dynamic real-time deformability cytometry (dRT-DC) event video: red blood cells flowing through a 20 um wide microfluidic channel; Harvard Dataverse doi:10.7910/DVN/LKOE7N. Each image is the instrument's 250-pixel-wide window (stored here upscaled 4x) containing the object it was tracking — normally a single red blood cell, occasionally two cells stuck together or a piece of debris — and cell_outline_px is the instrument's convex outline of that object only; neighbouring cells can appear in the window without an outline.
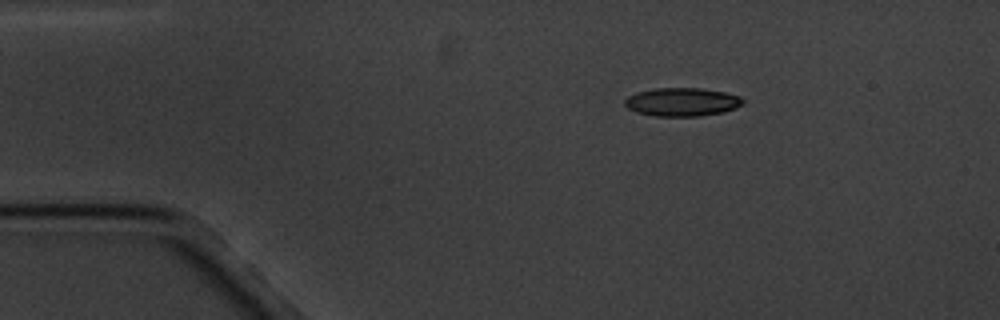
{"species": "common noctule bat (a hibernating species)", "species_latin": "Nyctalus noctula", "temperature_condition": "cold", "stored_images_in_passage": 3, "camera_frame_rate_fps": 3000, "um_per_image_px": 0.085, "animal": {"sex": "male", "body_mass_g": 20.1, "forearm_length_mm": 53.5}, "frame": {"image": 1, "passage_image": 1, "time_ms": 0.0, "image_size_px": [1000, 320], "cell_outline_px": [[744, 104], [736, 108], [724, 112], [700, 116], [656, 116], [636, 112], [628, 108], [624, 104], [624, 100], [628, 96], [636, 92], [656, 88], [700, 88], [724, 92], [740, 96], [744, 100]], "centroid_in_image_um": [57.99, 8.67], "position_along_channel_um": 27.0, "area_um2": 19.65}}